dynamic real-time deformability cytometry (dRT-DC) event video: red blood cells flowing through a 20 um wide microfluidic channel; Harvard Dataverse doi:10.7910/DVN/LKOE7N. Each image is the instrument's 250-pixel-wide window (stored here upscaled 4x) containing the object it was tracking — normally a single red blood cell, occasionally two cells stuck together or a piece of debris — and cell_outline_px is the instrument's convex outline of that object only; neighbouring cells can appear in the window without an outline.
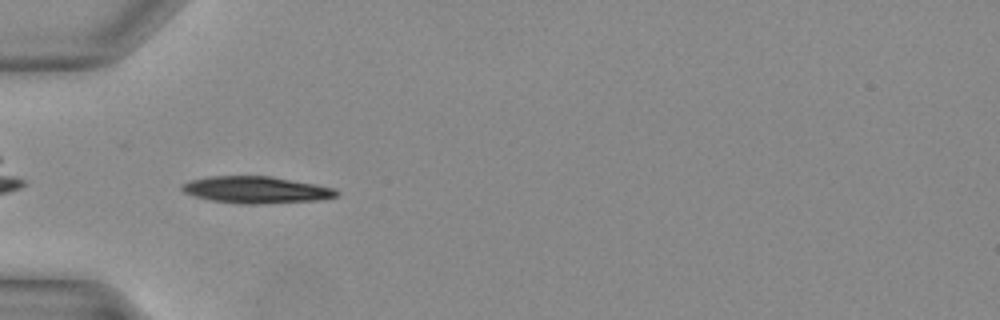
{"species": "Egyptian fruit bat (a non-hibernating species)", "species_latin": "Rousettus aegyptiacus", "temperature_condition": "warm", "stored_images_in_passage": 27, "camera_frame_rate_fps": 3000, "um_per_image_px": 0.085, "animal": {"sex": "female"}, "frame": {"image": 1, "passage_image": 1, "time_ms": 0.0, "image_size_px": [1000, 320], "cell_outline_px": [[340, 192], [336, 196], [320, 200], [260, 204], [240, 204], [208, 200], [184, 192], [180, 188], [180, 184], [192, 180], [208, 176], [268, 176], [312, 184], [332, 188]], "centroid_in_image_um": [21.71, 16.14], "position_along_channel_um": 63.3, "area_um2": 23.99}}
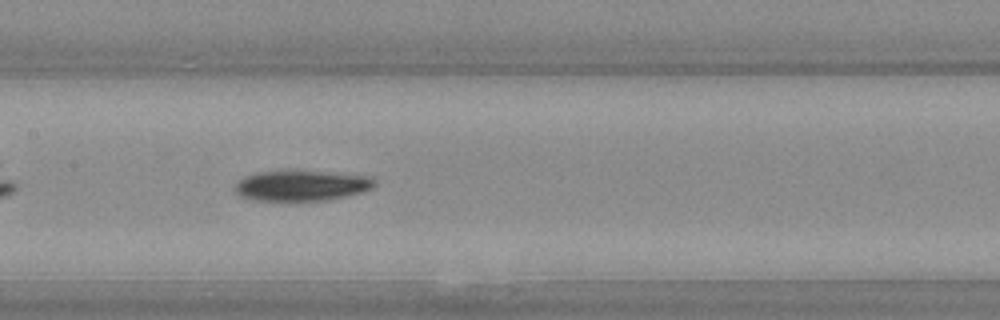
{"frame": {"image": 2, "passage_image": 8, "time_ms": 2.333, "image_size_px": [1000, 320], "cell_outline_px": [[376, 184], [372, 188], [360, 192], [328, 200], [296, 204], [288, 204], [252, 200], [240, 196], [232, 188], [244, 176], [260, 172], [316, 172], [372, 176], [376, 180]], "centroid_in_image_um": [25.57, 15.85], "position_along_channel_um": 181.8, "area_um2": 25.43}}
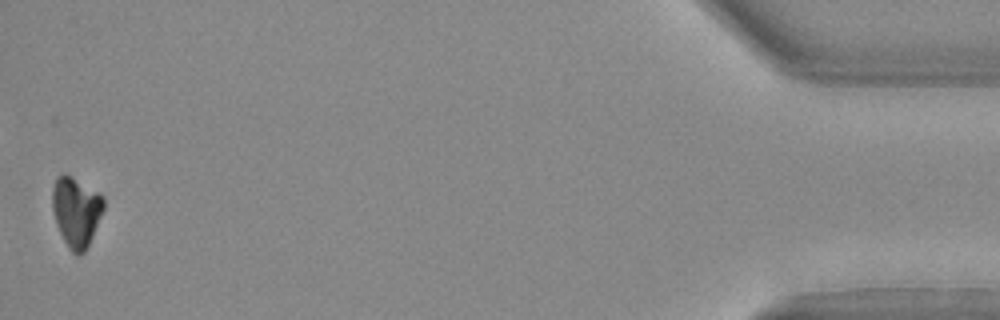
{"frame": {"image": 3, "passage_image": 27, "time_ms": 8.667, "image_size_px": [1000, 320], "cell_outline_px": [[104, 208], [92, 236], [84, 252], [76, 256], [68, 248], [56, 224], [52, 208], [52, 188], [56, 176], [64, 172], [72, 176], [104, 196]], "centroid_in_image_um": [6.45, 17.95], "position_along_channel_um": 428.8, "area_um2": 20.92}}